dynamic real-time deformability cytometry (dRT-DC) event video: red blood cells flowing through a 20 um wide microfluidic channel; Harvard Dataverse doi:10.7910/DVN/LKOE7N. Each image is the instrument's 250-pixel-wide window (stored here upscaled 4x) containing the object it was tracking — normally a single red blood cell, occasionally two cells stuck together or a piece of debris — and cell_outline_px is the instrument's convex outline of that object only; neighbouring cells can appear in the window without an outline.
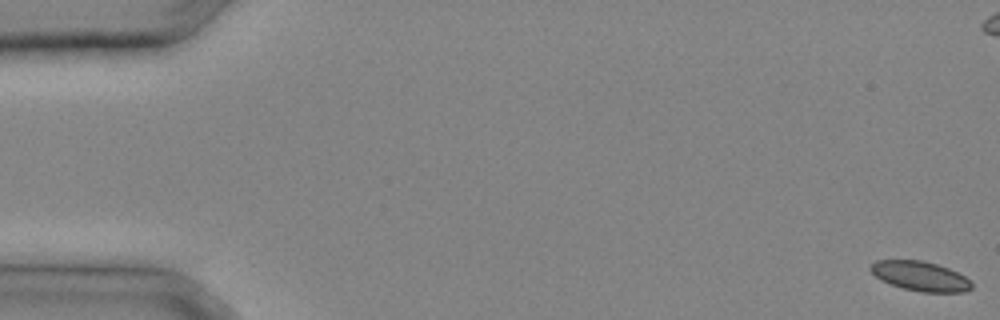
{"species": "common noctule bat (a hibernating species)", "species_latin": "Nyctalus noctula", "temperature_condition": "cold", "stored_images_in_passage": 10, "camera_frame_rate_fps": 3000, "um_per_image_px": 0.085, "animal": {"sex": "male", "body_mass_g": 20.4}, "frame": {"image": 1, "passage_image": 1, "time_ms": 0.0, "image_size_px": [1000, 320], "cell_outline_px": [[972, 288], [964, 292], [920, 292], [904, 288], [880, 280], [868, 268], [876, 260], [924, 260], [948, 268], [972, 280]], "centroid_in_image_um": [78.24, 23.47], "position_along_channel_um": 6.8, "area_um2": 17.4}}